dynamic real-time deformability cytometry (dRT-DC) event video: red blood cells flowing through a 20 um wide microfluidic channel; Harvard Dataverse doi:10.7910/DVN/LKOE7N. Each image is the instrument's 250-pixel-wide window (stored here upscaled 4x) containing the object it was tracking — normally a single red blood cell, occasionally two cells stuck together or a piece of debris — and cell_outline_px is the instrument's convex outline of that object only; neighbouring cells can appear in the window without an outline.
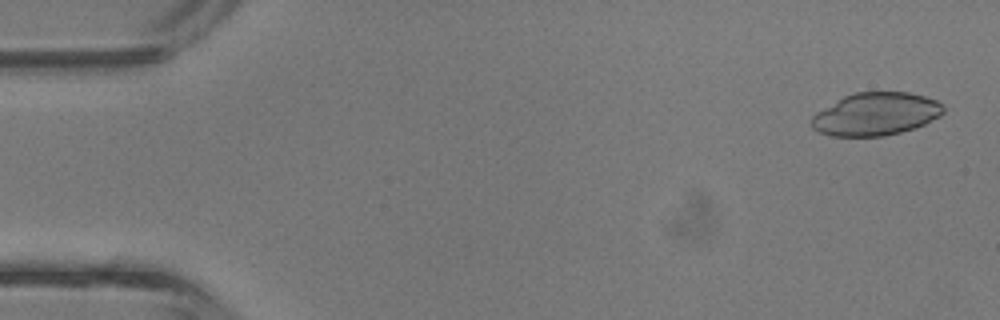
{"species": "common noctule bat (a hibernating species)", "species_latin": "Nyctalus noctula", "temperature_condition": "room temperature", "stored_images_in_passage": 42, "camera_frame_rate_fps": 3000, "um_per_image_px": 0.085, "animal": {"sex": "male", "body_mass_g": 13.3}, "frame": {"image": 1, "passage_image": 2, "time_ms": 0.333, "image_size_px": [1000, 320], "cell_outline_px": [[944, 112], [940, 116], [916, 128], [884, 136], [832, 136], [820, 132], [812, 128], [812, 116], [816, 112], [844, 96], [856, 92], [908, 92], [924, 96], [936, 100], [944, 104]], "centroid_in_image_um": [74.47, 9.69], "position_along_channel_um": 10.5, "area_um2": 32.89}}